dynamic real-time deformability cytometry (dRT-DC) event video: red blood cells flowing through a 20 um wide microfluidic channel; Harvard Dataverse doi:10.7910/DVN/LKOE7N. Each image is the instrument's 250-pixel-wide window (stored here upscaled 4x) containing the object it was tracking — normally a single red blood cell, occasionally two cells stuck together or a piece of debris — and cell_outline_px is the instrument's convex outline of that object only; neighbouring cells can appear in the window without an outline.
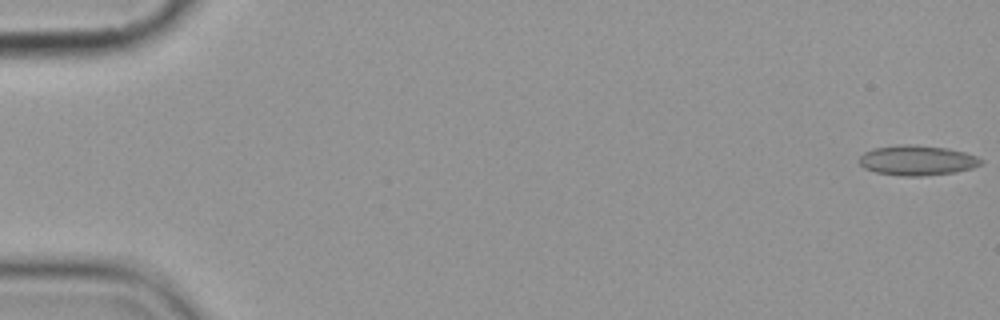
{"species": "common noctule bat (a hibernating species)", "species_latin": "Nyctalus noctula", "temperature_condition": "cold", "stored_images_in_passage": 7, "camera_frame_rate_fps": 3000, "um_per_image_px": 0.085, "animal": {"sex": "female", "body_mass_g": 19.9}, "frame": {"image": 1, "passage_image": 1, "time_ms": 0.0, "image_size_px": [1000, 320], "cell_outline_px": [[984, 164], [972, 168], [956, 172], [920, 176], [900, 176], [876, 172], [864, 168], [860, 164], [860, 156], [864, 152], [872, 148], [900, 144], [916, 144], [948, 148], [964, 152], [976, 156], [984, 160]], "centroid_in_image_um": [77.98, 13.62], "position_along_channel_um": 7.0, "area_um2": 21.56}}
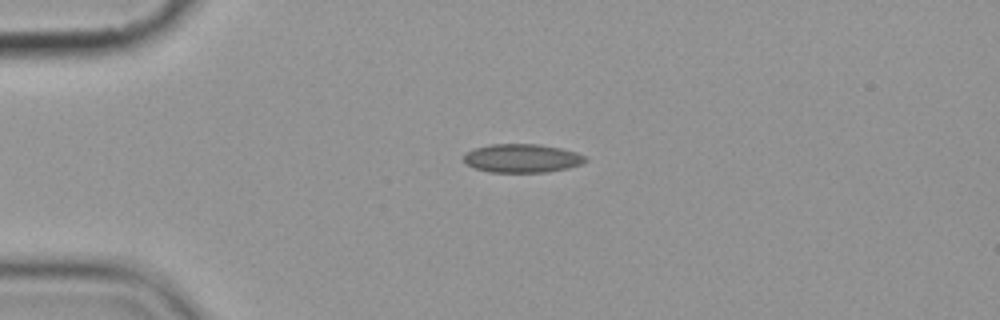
{"frame": {"image": 2, "passage_image": 5, "time_ms": 4.333, "image_size_px": [1000, 320], "cell_outline_px": [[588, 160], [580, 164], [568, 168], [548, 172], [488, 172], [464, 164], [464, 156], [468, 152], [476, 148], [492, 144], [540, 144], [560, 148], [576, 152], [584, 156]], "centroid_in_image_um": [44.38, 13.46], "position_along_channel_um": 40.6, "area_um2": 20.17}}
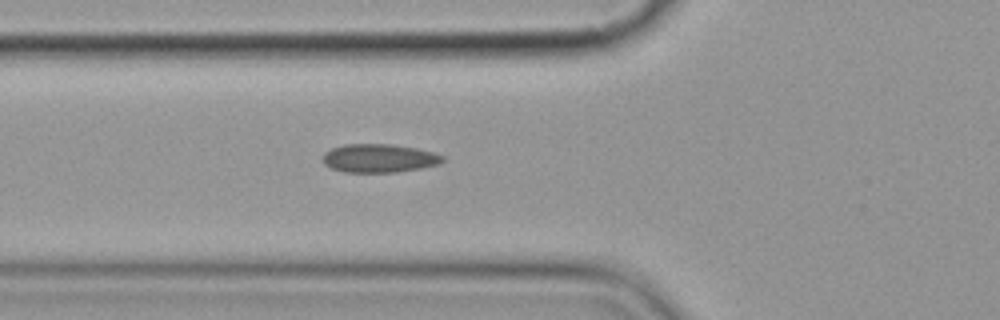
{"frame": {"image": 3, "passage_image": 7, "time_ms": 6.667, "image_size_px": [1000, 320], "cell_outline_px": [[444, 160], [440, 164], [420, 168], [396, 172], [344, 172], [332, 168], [324, 164], [324, 152], [332, 148], [344, 144], [392, 144], [416, 148], [432, 152], [444, 156]], "centroid_in_image_um": [32.23, 13.44], "position_along_channel_um": 93.6, "area_um2": 19.83}}